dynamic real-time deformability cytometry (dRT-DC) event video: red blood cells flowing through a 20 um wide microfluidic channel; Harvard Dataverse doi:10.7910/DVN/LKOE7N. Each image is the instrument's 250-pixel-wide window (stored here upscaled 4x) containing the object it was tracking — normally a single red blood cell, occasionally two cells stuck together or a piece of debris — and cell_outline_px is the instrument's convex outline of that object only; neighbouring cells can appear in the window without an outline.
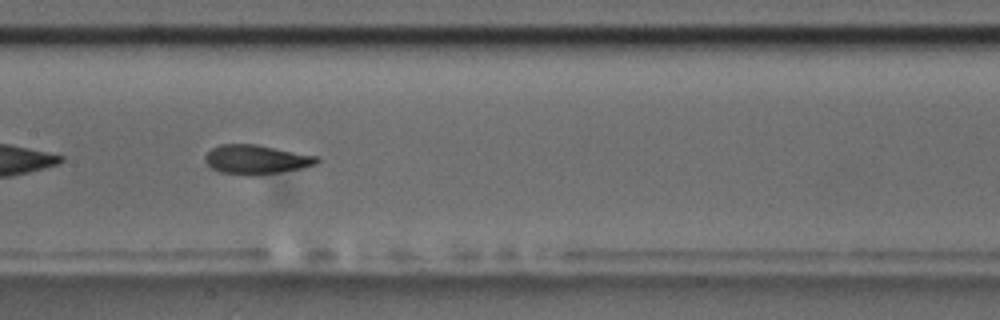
{"species": "common noctule bat (a hibernating species)", "species_latin": "Nyctalus noctula", "temperature_condition": "room temperature", "stored_images_in_passage": 38, "camera_frame_rate_fps": 3000, "um_per_image_px": 0.085, "animal": {"sex": "male", "body_mass_g": 17.5, "forearm_length_mm": 52.3}, "frame": {"image": 1, "passage_image": 12, "time_ms": 3.667, "image_size_px": [1000, 320], "cell_outline_px": [[320, 160], [316, 164], [300, 168], [280, 172], [256, 176], [248, 176], [220, 172], [212, 168], [204, 160], [204, 156], [212, 148], [220, 144], [256, 144], [320, 156]], "centroid_in_image_um": [21.79, 13.56], "position_along_channel_um": 185.6, "area_um2": 19.25}, "authors_computed_cell_mechanics": {"area_um2": 19.2474, "velocity_mm_per_s": 3.6211, "shape_relaxation_time_tau1_ms": 3.0862, "shape_relaxation_time_tau2_ms": 1.7264, "deformation_change_tau1": 0.1549, "deformation_change_tau2": 0.0795}}